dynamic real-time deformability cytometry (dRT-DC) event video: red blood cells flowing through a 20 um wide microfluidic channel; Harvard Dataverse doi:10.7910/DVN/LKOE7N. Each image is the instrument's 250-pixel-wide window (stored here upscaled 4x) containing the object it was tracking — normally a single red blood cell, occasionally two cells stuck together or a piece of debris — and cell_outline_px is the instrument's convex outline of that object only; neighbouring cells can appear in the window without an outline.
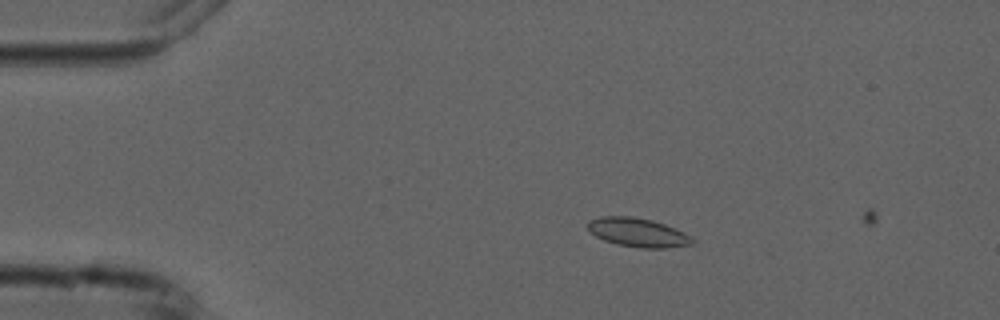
{"species": "common noctule bat (a hibernating species)", "species_latin": "Nyctalus noctula", "temperature_condition": "cold", "stored_images_in_passage": 5, "camera_frame_rate_fps": 3000, "um_per_image_px": 0.085, "animal": {"sex": "male", "forearm_length_mm": 52.5}, "frame": {"image": 1, "passage_image": 4, "time_ms": 3.333, "image_size_px": [1000, 320], "cell_outline_px": [[696, 240], [692, 244], [668, 248], [640, 248], [616, 244], [604, 240], [596, 236], [588, 228], [588, 220], [604, 216], [632, 216], [652, 220], [664, 224], [684, 232], [692, 236]], "centroid_in_image_um": [54.25, 19.76], "position_along_channel_um": 30.7, "area_um2": 17.63}}